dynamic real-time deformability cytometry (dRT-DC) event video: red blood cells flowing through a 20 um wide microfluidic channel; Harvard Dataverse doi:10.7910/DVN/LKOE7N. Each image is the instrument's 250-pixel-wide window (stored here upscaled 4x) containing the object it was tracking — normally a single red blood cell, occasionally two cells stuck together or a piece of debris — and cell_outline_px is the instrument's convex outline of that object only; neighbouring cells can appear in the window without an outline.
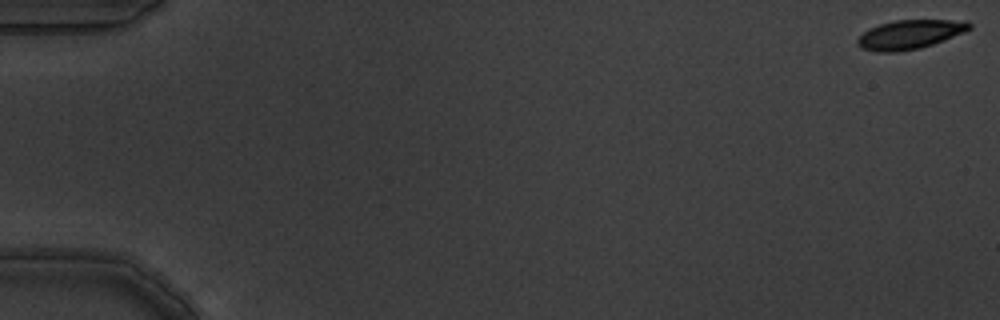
{"species": "common noctule bat (a hibernating species)", "species_latin": "Nyctalus noctula", "temperature_condition": "warm", "stored_images_in_passage": 7, "segment_of_instrument_passage": [1, 2], "camera_frame_rate_fps": 3000, "um_per_image_px": 0.085, "animal": {"sex": "male", "body_mass_g": 19.5, "forearm_length_mm": 54.6}, "frame": {"image": 1, "passage_image": 1, "time_ms": 0.0, "image_size_px": [1000, 320], "cell_outline_px": [[972, 28], [964, 32], [932, 44], [920, 48], [896, 52], [880, 52], [864, 48], [856, 44], [856, 40], [864, 32], [880, 24], [896, 20], [968, 20], [972, 24]], "centroid_in_image_um": [77.38, 2.92], "position_along_channel_um": 7.6, "area_um2": 18.73}}
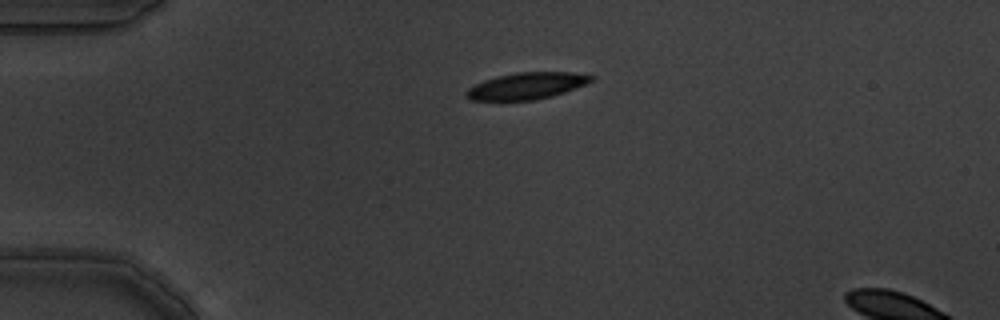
{"frame": {"image": 2, "passage_image": 5, "time_ms": 1.333, "image_size_px": [1000, 320], "cell_outline_px": [[596, 76], [592, 80], [584, 84], [564, 92], [552, 96], [532, 100], [472, 100], [464, 96], [464, 92], [468, 88], [484, 80], [496, 76], [516, 72], [572, 72]], "centroid_in_image_um": [44.73, 7.29], "position_along_channel_um": 40.3, "area_um2": 19.31}}